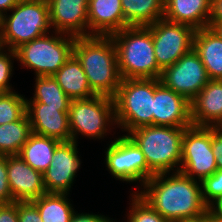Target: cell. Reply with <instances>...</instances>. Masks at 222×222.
<instances>
[{"label":"cell","instance_id":"obj_36","mask_svg":"<svg viewBox=\"0 0 222 222\" xmlns=\"http://www.w3.org/2000/svg\"><path fill=\"white\" fill-rule=\"evenodd\" d=\"M114 219H110L108 216L93 214V213H78L73 214L70 222H111Z\"/></svg>","mask_w":222,"mask_h":222},{"label":"cell","instance_id":"obj_2","mask_svg":"<svg viewBox=\"0 0 222 222\" xmlns=\"http://www.w3.org/2000/svg\"><path fill=\"white\" fill-rule=\"evenodd\" d=\"M73 54L81 63L91 90L96 95L113 98L122 78L111 36L76 37Z\"/></svg>","mask_w":222,"mask_h":222},{"label":"cell","instance_id":"obj_31","mask_svg":"<svg viewBox=\"0 0 222 222\" xmlns=\"http://www.w3.org/2000/svg\"><path fill=\"white\" fill-rule=\"evenodd\" d=\"M14 59L17 60L15 50L0 49V92H13L9 80H11L12 71L14 70Z\"/></svg>","mask_w":222,"mask_h":222},{"label":"cell","instance_id":"obj_23","mask_svg":"<svg viewBox=\"0 0 222 222\" xmlns=\"http://www.w3.org/2000/svg\"><path fill=\"white\" fill-rule=\"evenodd\" d=\"M60 143L57 139L32 133L18 155L33 169L44 173Z\"/></svg>","mask_w":222,"mask_h":222},{"label":"cell","instance_id":"obj_33","mask_svg":"<svg viewBox=\"0 0 222 222\" xmlns=\"http://www.w3.org/2000/svg\"><path fill=\"white\" fill-rule=\"evenodd\" d=\"M18 222H43L37 207L31 202H18Z\"/></svg>","mask_w":222,"mask_h":222},{"label":"cell","instance_id":"obj_11","mask_svg":"<svg viewBox=\"0 0 222 222\" xmlns=\"http://www.w3.org/2000/svg\"><path fill=\"white\" fill-rule=\"evenodd\" d=\"M147 27L152 34L158 67L162 71L193 49L195 29L189 25L162 18Z\"/></svg>","mask_w":222,"mask_h":222},{"label":"cell","instance_id":"obj_21","mask_svg":"<svg viewBox=\"0 0 222 222\" xmlns=\"http://www.w3.org/2000/svg\"><path fill=\"white\" fill-rule=\"evenodd\" d=\"M193 49L199 55L210 80H222V38L209 27L197 29Z\"/></svg>","mask_w":222,"mask_h":222},{"label":"cell","instance_id":"obj_8","mask_svg":"<svg viewBox=\"0 0 222 222\" xmlns=\"http://www.w3.org/2000/svg\"><path fill=\"white\" fill-rule=\"evenodd\" d=\"M71 141L78 135L103 139L116 126L113 98L95 95L88 99L71 100L68 110ZM109 128V129H108Z\"/></svg>","mask_w":222,"mask_h":222},{"label":"cell","instance_id":"obj_40","mask_svg":"<svg viewBox=\"0 0 222 222\" xmlns=\"http://www.w3.org/2000/svg\"><path fill=\"white\" fill-rule=\"evenodd\" d=\"M208 27L211 28L219 37L222 38V22L208 23Z\"/></svg>","mask_w":222,"mask_h":222},{"label":"cell","instance_id":"obj_15","mask_svg":"<svg viewBox=\"0 0 222 222\" xmlns=\"http://www.w3.org/2000/svg\"><path fill=\"white\" fill-rule=\"evenodd\" d=\"M69 107H52L41 102H26L32 133L60 142L71 141L68 119Z\"/></svg>","mask_w":222,"mask_h":222},{"label":"cell","instance_id":"obj_22","mask_svg":"<svg viewBox=\"0 0 222 222\" xmlns=\"http://www.w3.org/2000/svg\"><path fill=\"white\" fill-rule=\"evenodd\" d=\"M53 77L71 100L88 99L96 95L91 90L82 65L74 54Z\"/></svg>","mask_w":222,"mask_h":222},{"label":"cell","instance_id":"obj_18","mask_svg":"<svg viewBox=\"0 0 222 222\" xmlns=\"http://www.w3.org/2000/svg\"><path fill=\"white\" fill-rule=\"evenodd\" d=\"M190 106L192 126H222V80H210Z\"/></svg>","mask_w":222,"mask_h":222},{"label":"cell","instance_id":"obj_12","mask_svg":"<svg viewBox=\"0 0 222 222\" xmlns=\"http://www.w3.org/2000/svg\"><path fill=\"white\" fill-rule=\"evenodd\" d=\"M160 81L191 102L210 81L199 55L192 49L162 71Z\"/></svg>","mask_w":222,"mask_h":222},{"label":"cell","instance_id":"obj_6","mask_svg":"<svg viewBox=\"0 0 222 222\" xmlns=\"http://www.w3.org/2000/svg\"><path fill=\"white\" fill-rule=\"evenodd\" d=\"M154 79H122L114 101L115 121L126 133L153 125Z\"/></svg>","mask_w":222,"mask_h":222},{"label":"cell","instance_id":"obj_14","mask_svg":"<svg viewBox=\"0 0 222 222\" xmlns=\"http://www.w3.org/2000/svg\"><path fill=\"white\" fill-rule=\"evenodd\" d=\"M153 125L188 128L192 126L190 102L154 79Z\"/></svg>","mask_w":222,"mask_h":222},{"label":"cell","instance_id":"obj_20","mask_svg":"<svg viewBox=\"0 0 222 222\" xmlns=\"http://www.w3.org/2000/svg\"><path fill=\"white\" fill-rule=\"evenodd\" d=\"M210 13L211 0H164L163 18L195 30L208 27Z\"/></svg>","mask_w":222,"mask_h":222},{"label":"cell","instance_id":"obj_37","mask_svg":"<svg viewBox=\"0 0 222 222\" xmlns=\"http://www.w3.org/2000/svg\"><path fill=\"white\" fill-rule=\"evenodd\" d=\"M222 22V0H211V13L208 23Z\"/></svg>","mask_w":222,"mask_h":222},{"label":"cell","instance_id":"obj_4","mask_svg":"<svg viewBox=\"0 0 222 222\" xmlns=\"http://www.w3.org/2000/svg\"><path fill=\"white\" fill-rule=\"evenodd\" d=\"M185 129L150 125L136 128L127 135L140 148L154 174L171 173L180 169Z\"/></svg>","mask_w":222,"mask_h":222},{"label":"cell","instance_id":"obj_30","mask_svg":"<svg viewBox=\"0 0 222 222\" xmlns=\"http://www.w3.org/2000/svg\"><path fill=\"white\" fill-rule=\"evenodd\" d=\"M202 199L207 207L222 197V169L201 181Z\"/></svg>","mask_w":222,"mask_h":222},{"label":"cell","instance_id":"obj_10","mask_svg":"<svg viewBox=\"0 0 222 222\" xmlns=\"http://www.w3.org/2000/svg\"><path fill=\"white\" fill-rule=\"evenodd\" d=\"M217 170L212 148V126H191L184 130L179 171L202 181Z\"/></svg>","mask_w":222,"mask_h":222},{"label":"cell","instance_id":"obj_16","mask_svg":"<svg viewBox=\"0 0 222 222\" xmlns=\"http://www.w3.org/2000/svg\"><path fill=\"white\" fill-rule=\"evenodd\" d=\"M52 32L88 36L89 0H47Z\"/></svg>","mask_w":222,"mask_h":222},{"label":"cell","instance_id":"obj_39","mask_svg":"<svg viewBox=\"0 0 222 222\" xmlns=\"http://www.w3.org/2000/svg\"><path fill=\"white\" fill-rule=\"evenodd\" d=\"M208 210L215 216L222 218V197L214 201L209 207Z\"/></svg>","mask_w":222,"mask_h":222},{"label":"cell","instance_id":"obj_35","mask_svg":"<svg viewBox=\"0 0 222 222\" xmlns=\"http://www.w3.org/2000/svg\"><path fill=\"white\" fill-rule=\"evenodd\" d=\"M0 222H18V202L0 204Z\"/></svg>","mask_w":222,"mask_h":222},{"label":"cell","instance_id":"obj_26","mask_svg":"<svg viewBox=\"0 0 222 222\" xmlns=\"http://www.w3.org/2000/svg\"><path fill=\"white\" fill-rule=\"evenodd\" d=\"M32 134L27 113L19 120L0 125V155H18Z\"/></svg>","mask_w":222,"mask_h":222},{"label":"cell","instance_id":"obj_27","mask_svg":"<svg viewBox=\"0 0 222 222\" xmlns=\"http://www.w3.org/2000/svg\"><path fill=\"white\" fill-rule=\"evenodd\" d=\"M34 96L26 102H41L52 107H69L71 99L53 76H36Z\"/></svg>","mask_w":222,"mask_h":222},{"label":"cell","instance_id":"obj_38","mask_svg":"<svg viewBox=\"0 0 222 222\" xmlns=\"http://www.w3.org/2000/svg\"><path fill=\"white\" fill-rule=\"evenodd\" d=\"M20 0H0V17L10 11Z\"/></svg>","mask_w":222,"mask_h":222},{"label":"cell","instance_id":"obj_32","mask_svg":"<svg viewBox=\"0 0 222 222\" xmlns=\"http://www.w3.org/2000/svg\"><path fill=\"white\" fill-rule=\"evenodd\" d=\"M15 202L10 188L7 175V155H0V204Z\"/></svg>","mask_w":222,"mask_h":222},{"label":"cell","instance_id":"obj_7","mask_svg":"<svg viewBox=\"0 0 222 222\" xmlns=\"http://www.w3.org/2000/svg\"><path fill=\"white\" fill-rule=\"evenodd\" d=\"M75 39L60 32L45 34L15 49L17 61L35 76H53L73 54Z\"/></svg>","mask_w":222,"mask_h":222},{"label":"cell","instance_id":"obj_5","mask_svg":"<svg viewBox=\"0 0 222 222\" xmlns=\"http://www.w3.org/2000/svg\"><path fill=\"white\" fill-rule=\"evenodd\" d=\"M0 17V41L2 48L15 50L20 45L51 33L47 0H20ZM51 29V30H49Z\"/></svg>","mask_w":222,"mask_h":222},{"label":"cell","instance_id":"obj_19","mask_svg":"<svg viewBox=\"0 0 222 222\" xmlns=\"http://www.w3.org/2000/svg\"><path fill=\"white\" fill-rule=\"evenodd\" d=\"M123 28L121 0H89L88 36H110Z\"/></svg>","mask_w":222,"mask_h":222},{"label":"cell","instance_id":"obj_41","mask_svg":"<svg viewBox=\"0 0 222 222\" xmlns=\"http://www.w3.org/2000/svg\"><path fill=\"white\" fill-rule=\"evenodd\" d=\"M177 222H208V218L206 217V213L198 218L180 220Z\"/></svg>","mask_w":222,"mask_h":222},{"label":"cell","instance_id":"obj_28","mask_svg":"<svg viewBox=\"0 0 222 222\" xmlns=\"http://www.w3.org/2000/svg\"><path fill=\"white\" fill-rule=\"evenodd\" d=\"M26 98L13 92H0V125L19 120L26 113Z\"/></svg>","mask_w":222,"mask_h":222},{"label":"cell","instance_id":"obj_42","mask_svg":"<svg viewBox=\"0 0 222 222\" xmlns=\"http://www.w3.org/2000/svg\"><path fill=\"white\" fill-rule=\"evenodd\" d=\"M206 217L208 218V222H222V218L213 215L209 210L206 212Z\"/></svg>","mask_w":222,"mask_h":222},{"label":"cell","instance_id":"obj_24","mask_svg":"<svg viewBox=\"0 0 222 222\" xmlns=\"http://www.w3.org/2000/svg\"><path fill=\"white\" fill-rule=\"evenodd\" d=\"M124 28L148 26L164 15V0H121Z\"/></svg>","mask_w":222,"mask_h":222},{"label":"cell","instance_id":"obj_29","mask_svg":"<svg viewBox=\"0 0 222 222\" xmlns=\"http://www.w3.org/2000/svg\"><path fill=\"white\" fill-rule=\"evenodd\" d=\"M131 208L129 207L127 222H169L162 217L146 200L138 193L131 194Z\"/></svg>","mask_w":222,"mask_h":222},{"label":"cell","instance_id":"obj_17","mask_svg":"<svg viewBox=\"0 0 222 222\" xmlns=\"http://www.w3.org/2000/svg\"><path fill=\"white\" fill-rule=\"evenodd\" d=\"M9 188L15 202H27L47 193L43 173L33 169L19 155H7Z\"/></svg>","mask_w":222,"mask_h":222},{"label":"cell","instance_id":"obj_9","mask_svg":"<svg viewBox=\"0 0 222 222\" xmlns=\"http://www.w3.org/2000/svg\"><path fill=\"white\" fill-rule=\"evenodd\" d=\"M105 150V164L117 180L139 182L142 186L154 175L137 144L124 134L115 138Z\"/></svg>","mask_w":222,"mask_h":222},{"label":"cell","instance_id":"obj_1","mask_svg":"<svg viewBox=\"0 0 222 222\" xmlns=\"http://www.w3.org/2000/svg\"><path fill=\"white\" fill-rule=\"evenodd\" d=\"M170 174H154L137 193L169 222L204 215L208 207L202 199L201 182L180 171Z\"/></svg>","mask_w":222,"mask_h":222},{"label":"cell","instance_id":"obj_25","mask_svg":"<svg viewBox=\"0 0 222 222\" xmlns=\"http://www.w3.org/2000/svg\"><path fill=\"white\" fill-rule=\"evenodd\" d=\"M67 197L68 194L45 193L31 202L43 222H70L75 210Z\"/></svg>","mask_w":222,"mask_h":222},{"label":"cell","instance_id":"obj_13","mask_svg":"<svg viewBox=\"0 0 222 222\" xmlns=\"http://www.w3.org/2000/svg\"><path fill=\"white\" fill-rule=\"evenodd\" d=\"M75 141L61 142L55 149L48 169L43 173L47 193L70 194L81 159Z\"/></svg>","mask_w":222,"mask_h":222},{"label":"cell","instance_id":"obj_3","mask_svg":"<svg viewBox=\"0 0 222 222\" xmlns=\"http://www.w3.org/2000/svg\"><path fill=\"white\" fill-rule=\"evenodd\" d=\"M122 79H160L153 39L147 26H127L110 35Z\"/></svg>","mask_w":222,"mask_h":222},{"label":"cell","instance_id":"obj_34","mask_svg":"<svg viewBox=\"0 0 222 222\" xmlns=\"http://www.w3.org/2000/svg\"><path fill=\"white\" fill-rule=\"evenodd\" d=\"M212 148L217 169H222V126H212Z\"/></svg>","mask_w":222,"mask_h":222}]
</instances>
